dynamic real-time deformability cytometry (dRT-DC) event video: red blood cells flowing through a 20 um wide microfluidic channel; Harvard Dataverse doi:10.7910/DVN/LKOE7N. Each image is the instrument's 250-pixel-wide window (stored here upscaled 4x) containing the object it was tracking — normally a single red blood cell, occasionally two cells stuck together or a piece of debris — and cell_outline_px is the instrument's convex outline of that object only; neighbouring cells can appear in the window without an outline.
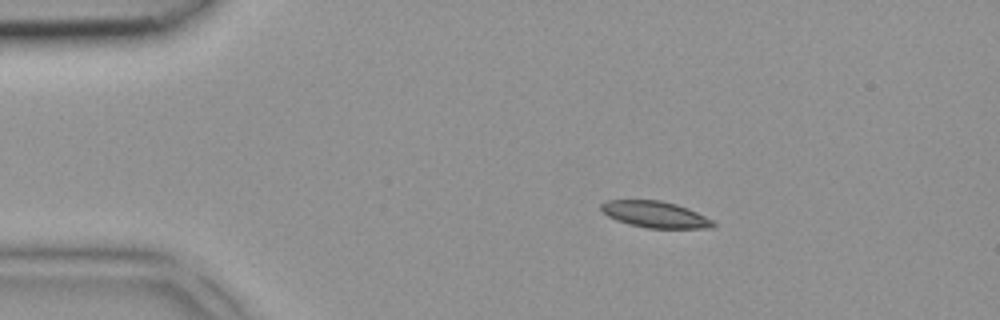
{"species": "common noctule bat (a hibernating species)", "species_latin": "Nyctalus noctula", "temperature_condition": "room temperature", "stored_images_in_passage": 3, "camera_frame_rate_fps": 3000, "um_per_image_px": 0.085, "animal": {"sex": "female", "body_mass_g": 18.4}, "frame": {"image": 1, "passage_image": 2, "time_ms": 0.333, "image_size_px": [1000, 320], "cell_outline_px": [[716, 224], [712, 228], [648, 228], [628, 224], [616, 220], [608, 216], [600, 208], [600, 204], [608, 200], [660, 200], [676, 204], [688, 208], [712, 220]], "centroid_in_image_um": [55.67, 18.23], "position_along_channel_um": 29.3, "area_um2": 17.17}}